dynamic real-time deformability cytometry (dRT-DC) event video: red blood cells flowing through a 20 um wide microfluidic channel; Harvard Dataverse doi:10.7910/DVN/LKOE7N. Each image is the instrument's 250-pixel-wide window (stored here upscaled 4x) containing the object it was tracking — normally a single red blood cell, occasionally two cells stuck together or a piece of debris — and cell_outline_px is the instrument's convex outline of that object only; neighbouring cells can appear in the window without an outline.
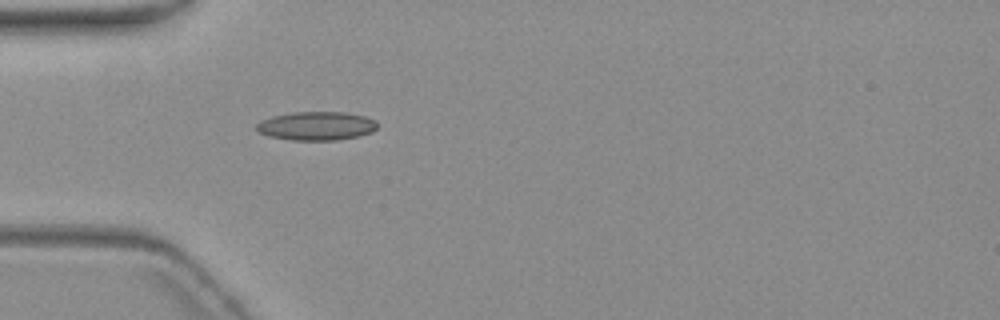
{"species": "common noctule bat (a hibernating species)", "species_latin": "Nyctalus noctula", "temperature_condition": "warm", "stored_images_in_passage": 1, "camera_frame_rate_fps": 3000, "um_per_image_px": 0.085, "animal": {"sex": "female", "body_mass_g": 19.3, "forearm_length_mm": 54.1}, "frame": {"image": 1, "passage_image": 1, "time_ms": 0.0, "image_size_px": [1000, 320], "cell_outline_px": [[376, 128], [372, 132], [360, 136], [336, 140], [292, 140], [268, 136], [260, 132], [256, 128], [256, 124], [260, 120], [272, 116], [292, 112], [344, 112], [364, 116], [376, 120]], "centroid_in_image_um": [26.89, 10.7], "position_along_channel_um": 58.1, "area_um2": 20.23}}